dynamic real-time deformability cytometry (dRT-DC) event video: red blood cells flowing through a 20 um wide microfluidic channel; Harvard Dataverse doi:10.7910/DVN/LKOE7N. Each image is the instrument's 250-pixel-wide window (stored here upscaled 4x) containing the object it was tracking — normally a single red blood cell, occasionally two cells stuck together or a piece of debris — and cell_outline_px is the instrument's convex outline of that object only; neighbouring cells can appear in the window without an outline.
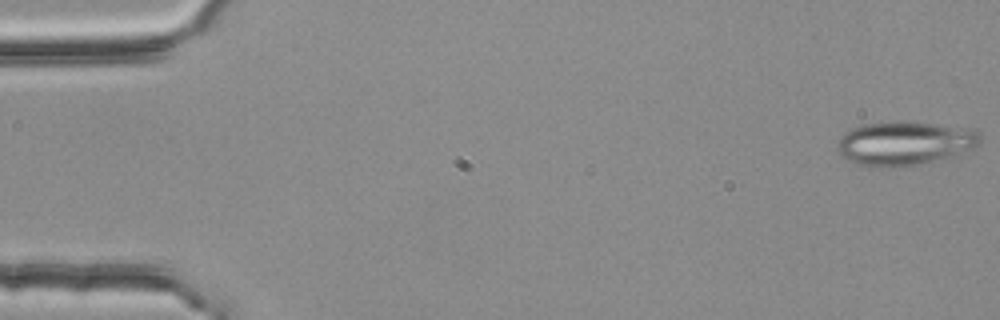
{"species": "common noctule bat (a hibernating species)", "species_latin": "Nyctalus noctula", "temperature_condition": "room temperature", "stored_images_in_passage": 54, "camera_frame_rate_fps": 3000, "um_per_image_px": 0.085, "animal": {"sex": "female", "body_mass_g": 25.1}, "frame": {"image": 1, "passage_image": 1, "time_ms": 0.0, "image_size_px": [1000, 320], "cell_outline_px": [[980, 140], [972, 148], [952, 156], [916, 164], [856, 164], [840, 156], [836, 148], [836, 144], [840, 136], [844, 132], [852, 128], [864, 124], [900, 120], [904, 120], [980, 132]], "centroid_in_image_um": [76.79, 12.14], "position_along_channel_um": 8.2, "area_um2": 35.14}}
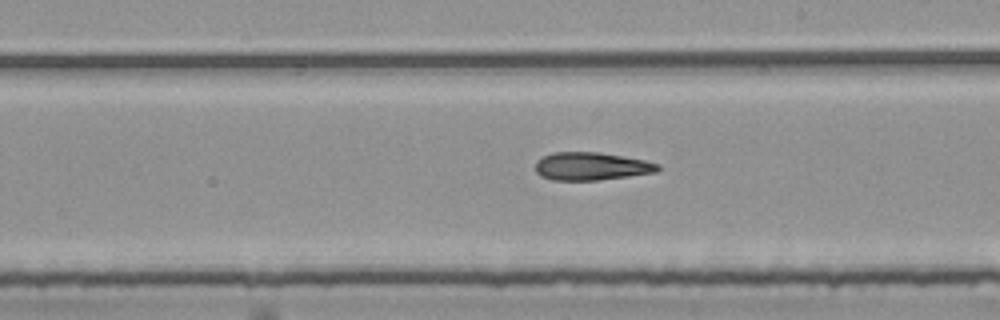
{"frame": {"image": 2, "passage_image": 31, "time_ms": 10.0, "image_size_px": [1000, 320], "cell_outline_px": [[660, 172], [600, 180], [552, 180], [540, 176], [536, 172], [536, 160], [552, 152], [600, 152], [644, 160], [660, 164]], "centroid_in_image_um": [50.28, 14.14], "position_along_channel_um": 238.7, "area_um2": 20.11}}
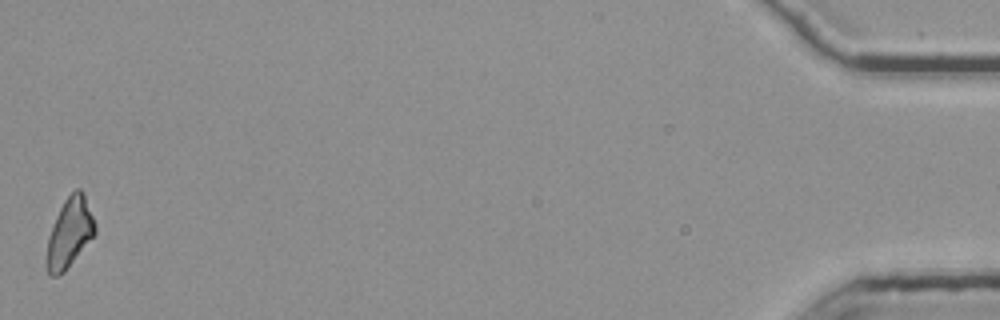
{"frame": {"image": 3, "passage_image": 54, "time_ms": 17.667, "image_size_px": [1000, 320], "cell_outline_px": [[96, 232], [64, 272], [56, 276], [52, 276], [48, 272], [44, 264], [44, 260], [48, 236], [56, 216], [64, 200], [76, 188], [80, 188], [84, 192], [96, 224]], "centroid_in_image_um": [5.88, 19.79], "position_along_channel_um": 429.3, "area_um2": 19.71}}